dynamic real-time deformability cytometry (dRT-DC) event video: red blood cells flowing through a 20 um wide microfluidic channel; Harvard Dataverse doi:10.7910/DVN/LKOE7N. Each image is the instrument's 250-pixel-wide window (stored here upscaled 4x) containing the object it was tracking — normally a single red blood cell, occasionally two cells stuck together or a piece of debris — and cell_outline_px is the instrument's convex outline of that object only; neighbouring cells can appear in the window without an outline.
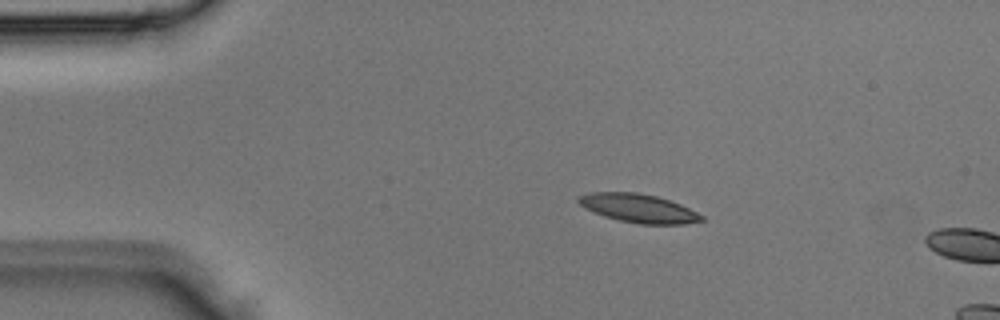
{"species": "Egyptian fruit bat (a non-hibernating species)", "species_latin": "Rousettus aegyptiacus", "temperature_condition": "room temperature", "stored_images_in_passage": 3, "camera_frame_rate_fps": 3000, "um_per_image_px": 0.085, "animal": {"sex": "male"}, "frame": {"image": 1, "passage_image": 2, "time_ms": 0.333, "image_size_px": [1000, 320], "cell_outline_px": [[704, 220], [684, 224], [640, 224], [620, 220], [604, 216], [584, 208], [576, 200], [580, 196], [592, 192], [636, 192], [656, 196], [680, 204], [704, 216]], "centroid_in_image_um": [54.27, 17.7], "position_along_channel_um": 30.7, "area_um2": 20.29}}